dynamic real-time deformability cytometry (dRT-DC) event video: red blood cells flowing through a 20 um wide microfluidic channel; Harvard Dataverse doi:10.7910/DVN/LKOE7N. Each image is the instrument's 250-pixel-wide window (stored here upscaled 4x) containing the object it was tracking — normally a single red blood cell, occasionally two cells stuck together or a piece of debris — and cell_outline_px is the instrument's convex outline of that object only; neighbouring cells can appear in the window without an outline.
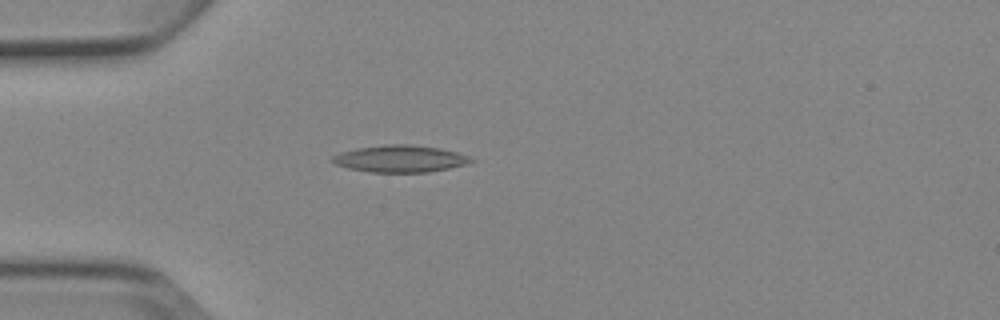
{"species": "Egyptian fruit bat (a non-hibernating species)", "species_latin": "Rousettus aegyptiacus", "temperature_condition": "cold", "stored_images_in_passage": 5, "camera_frame_rate_fps": 3000, "um_per_image_px": 0.085, "animal": {"sex": "female"}, "frame": {"image": 1, "passage_image": 5, "time_ms": 4.667, "image_size_px": [1000, 320], "cell_outline_px": [[476, 160], [468, 164], [428, 172], [368, 172], [348, 168], [336, 164], [332, 160], [332, 156], [340, 152], [356, 148], [388, 144], [408, 144], [440, 148], [456, 152], [468, 156]], "centroid_in_image_um": [34.01, 13.49], "position_along_channel_um": 51.0, "area_um2": 21.73}}